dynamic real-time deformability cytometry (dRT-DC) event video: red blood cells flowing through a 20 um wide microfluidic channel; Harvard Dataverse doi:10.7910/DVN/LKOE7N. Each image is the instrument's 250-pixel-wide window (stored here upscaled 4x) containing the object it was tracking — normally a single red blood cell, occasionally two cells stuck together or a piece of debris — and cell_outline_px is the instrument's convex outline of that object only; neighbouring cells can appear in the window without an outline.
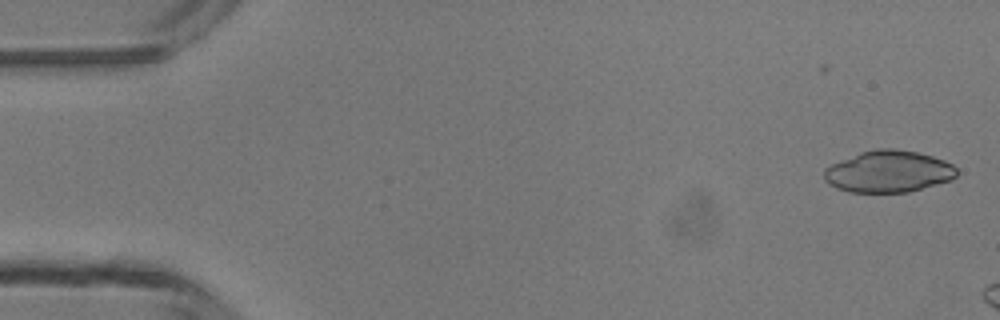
{"species": "common noctule bat (a hibernating species)", "species_latin": "Nyctalus noctula", "temperature_condition": "room temperature", "stored_images_in_passage": 4, "camera_frame_rate_fps": 3000, "um_per_image_px": 0.085, "animal": {"sex": "male", "body_mass_g": 13.3}, "frame": {"image": 1, "passage_image": 2, "time_ms": 1.333, "image_size_px": [1000, 320], "cell_outline_px": [[956, 176], [952, 180], [908, 192], [848, 192], [836, 188], [828, 184], [824, 180], [824, 168], [840, 160], [860, 152], [876, 148], [896, 148], [916, 152], [932, 156], [944, 160], [952, 164], [956, 168]], "centroid_in_image_um": [75.5, 14.58], "position_along_channel_um": 9.5, "area_um2": 32.43}}